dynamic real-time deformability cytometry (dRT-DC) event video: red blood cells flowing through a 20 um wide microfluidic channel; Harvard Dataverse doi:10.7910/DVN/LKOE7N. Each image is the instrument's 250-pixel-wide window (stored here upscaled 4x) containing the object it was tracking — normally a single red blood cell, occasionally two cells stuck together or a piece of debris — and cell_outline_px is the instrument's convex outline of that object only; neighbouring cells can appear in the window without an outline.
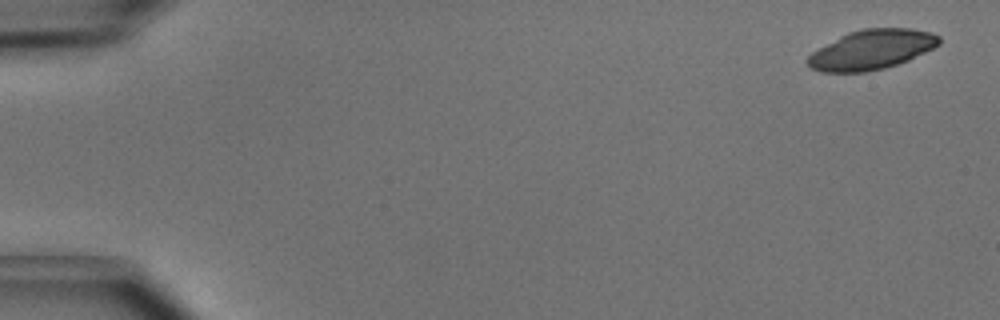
{"species": "common noctule bat (a hibernating species)", "species_latin": "Nyctalus noctula", "temperature_condition": "cold", "stored_images_in_passage": 5, "camera_frame_rate_fps": 3000, "um_per_image_px": 0.085, "animal": {"sex": "male", "body_mass_g": 15.6}, "frame": {"image": 1, "passage_image": 1, "time_ms": 0.0, "image_size_px": [1000, 320], "cell_outline_px": [[940, 44], [908, 60], [884, 68], [864, 72], [820, 72], [808, 68], [804, 60], [812, 52], [840, 36], [848, 32], [864, 28], [912, 28], [932, 32], [940, 36]], "centroid_in_image_um": [74.05, 4.22], "position_along_channel_um": 11.0, "area_um2": 30.46}}